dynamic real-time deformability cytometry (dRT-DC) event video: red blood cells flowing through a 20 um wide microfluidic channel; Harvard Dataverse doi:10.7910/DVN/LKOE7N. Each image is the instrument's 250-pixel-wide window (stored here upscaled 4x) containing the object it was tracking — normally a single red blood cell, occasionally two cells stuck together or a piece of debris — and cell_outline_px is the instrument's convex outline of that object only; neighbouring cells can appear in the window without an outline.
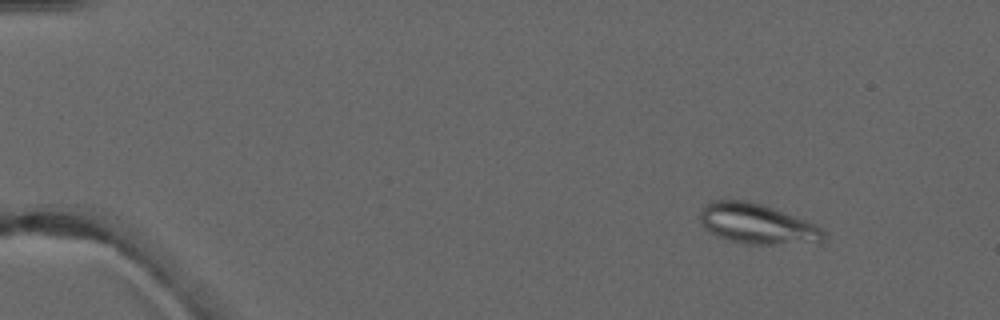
{"species": "common noctule bat (a hibernating species)", "species_latin": "Nyctalus noctula", "temperature_condition": "warm", "stored_images_in_passage": 5, "segment_of_instrument_passage": [1, 2], "camera_frame_rate_fps": 3000, "um_per_image_px": 0.085, "animal": {"sex": "male", "forearm_length_mm": 52.5}, "frame": {"image": 1, "passage_image": 2, "time_ms": 1.333, "image_size_px": [1000, 320], "cell_outline_px": [[828, 236], [824, 244], [744, 244], [728, 240], [716, 236], [704, 228], [700, 220], [700, 208], [712, 200], [748, 200], [772, 208], [816, 224]], "centroid_in_image_um": [64.4, 19.06], "position_along_channel_um": 20.6, "area_um2": 29.48}}